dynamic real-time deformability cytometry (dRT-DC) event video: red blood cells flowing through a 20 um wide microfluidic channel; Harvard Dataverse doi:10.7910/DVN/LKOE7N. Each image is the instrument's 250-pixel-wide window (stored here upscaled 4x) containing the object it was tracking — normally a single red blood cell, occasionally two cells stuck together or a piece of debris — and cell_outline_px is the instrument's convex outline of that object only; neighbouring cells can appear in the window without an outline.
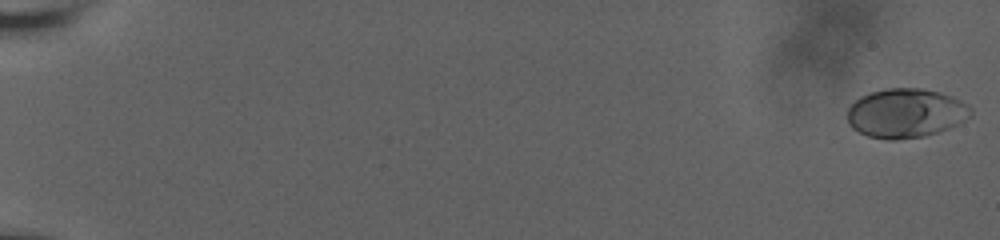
{"species": "human", "species_latin": "Homo sapiens", "temperature_condition": "room temperature", "stored_images_in_passage": 10, "camera_frame_rate_fps": 3000, "um_per_image_px": 0.085, "donor": {"sex": "male"}, "frame": {"image": 1, "passage_image": 1, "time_ms": 0.0, "image_size_px": [1000, 240], "cell_outline_px": [[972, 116], [948, 128], [936, 132], [920, 136], [896, 140], [888, 140], [868, 136], [852, 128], [848, 124], [848, 108], [860, 96], [872, 92], [888, 88], [924, 88], [940, 92], [952, 96], [968, 104], [972, 112]], "centroid_in_image_um": [76.99, 9.61], "position_along_channel_um": 8.0, "area_um2": 35.26}}
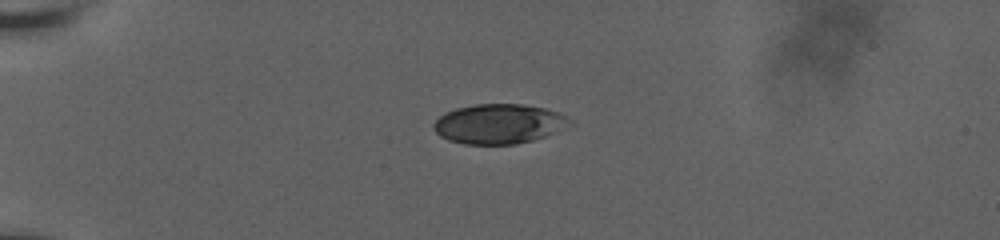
{"frame": {"image": 2, "passage_image": 9, "time_ms": 5.667, "image_size_px": [1000, 240], "cell_outline_px": [[572, 124], [556, 132], [532, 140], [516, 144], [464, 144], [448, 140], [440, 136], [432, 128], [432, 124], [444, 112], [456, 108], [476, 104], [524, 104], [544, 108], [560, 112], [572, 120]], "centroid_in_image_um": [42.4, 10.52], "position_along_channel_um": 42.6, "area_um2": 31.67}}